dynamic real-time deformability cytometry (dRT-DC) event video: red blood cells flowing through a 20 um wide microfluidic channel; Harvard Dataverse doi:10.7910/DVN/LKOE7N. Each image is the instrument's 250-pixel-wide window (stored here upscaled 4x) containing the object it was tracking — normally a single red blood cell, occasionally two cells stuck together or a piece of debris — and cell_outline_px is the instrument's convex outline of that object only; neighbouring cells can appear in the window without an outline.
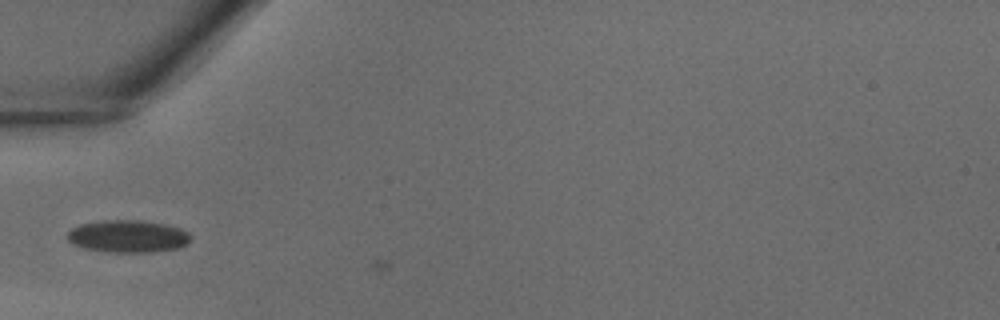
{"species": "common noctule bat (a hibernating species)", "species_latin": "Nyctalus noctula", "temperature_condition": "warm", "stored_images_in_passage": 5, "camera_frame_rate_fps": 3000, "um_per_image_px": 0.085, "animal": {"sex": "male", "body_mass_g": 18.8}, "frame": {"image": 1, "passage_image": 4, "time_ms": 1.0, "image_size_px": [1000, 320], "cell_outline_px": [[192, 240], [188, 244], [176, 248], [152, 252], [108, 252], [84, 248], [72, 244], [68, 240], [68, 232], [72, 228], [80, 224], [104, 220], [140, 220], [164, 224], [180, 228], [188, 232], [192, 236]], "centroid_in_image_um": [10.89, 20.08], "position_along_channel_um": 74.1, "area_um2": 23.35}}